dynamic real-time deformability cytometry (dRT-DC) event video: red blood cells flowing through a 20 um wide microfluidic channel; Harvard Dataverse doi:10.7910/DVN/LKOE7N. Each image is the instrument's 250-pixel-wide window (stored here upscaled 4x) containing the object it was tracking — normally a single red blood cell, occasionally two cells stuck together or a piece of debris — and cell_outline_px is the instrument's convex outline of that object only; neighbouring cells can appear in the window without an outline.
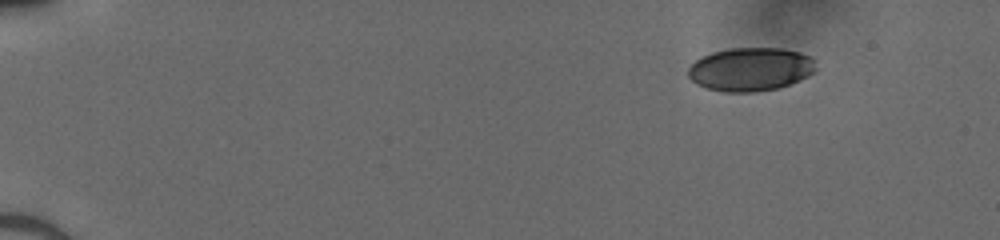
{"species": "human", "species_latin": "Homo sapiens", "temperature_condition": "cold", "stored_images_in_passage": 46, "camera_frame_rate_fps": 3000, "um_per_image_px": 0.085, "donor": {"sex": "male"}, "frame": {"image": 1, "passage_image": 1, "time_ms": 0.0, "image_size_px": [1000, 240], "cell_outline_px": [[816, 68], [808, 76], [780, 88], [752, 92], [724, 92], [708, 88], [696, 84], [688, 76], [688, 68], [696, 60], [712, 52], [728, 48], [780, 48], [800, 52], [808, 56], [812, 60]], "centroid_in_image_um": [63.77, 5.89], "position_along_channel_um": 21.2, "area_um2": 32.19}}
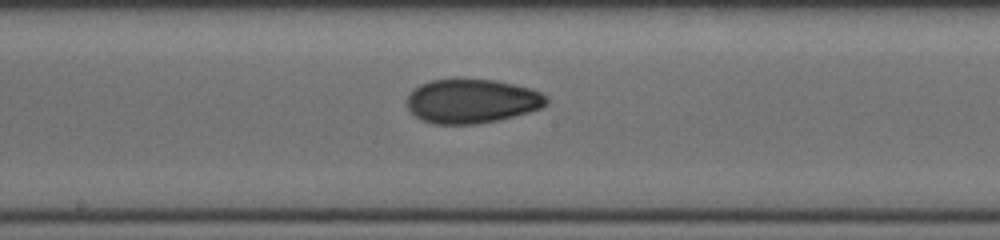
{"frame": {"image": 2, "passage_image": 24, "time_ms": 7.667, "image_size_px": [1000, 240], "cell_outline_px": [[548, 104], [540, 108], [528, 112], [496, 120], [476, 124], [432, 124], [420, 120], [408, 108], [408, 96], [420, 84], [432, 80], [456, 76], [496, 80], [528, 88], [540, 92], [548, 96]], "centroid_in_image_um": [40.09, 8.56], "position_along_channel_um": 208.1, "area_um2": 36.36}}
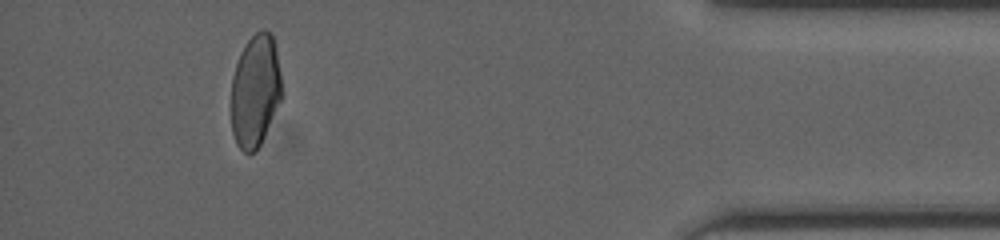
{"frame": {"image": 3, "passage_image": 42, "time_ms": 13.667, "image_size_px": [1000, 240], "cell_outline_px": [[284, 96], [256, 152], [248, 156], [236, 144], [232, 132], [232, 76], [240, 52], [248, 40], [256, 32], [264, 28], [272, 32], [276, 48], [284, 92]], "centroid_in_image_um": [21.73, 7.72], "position_along_channel_um": 413.5, "area_um2": 33.87}}